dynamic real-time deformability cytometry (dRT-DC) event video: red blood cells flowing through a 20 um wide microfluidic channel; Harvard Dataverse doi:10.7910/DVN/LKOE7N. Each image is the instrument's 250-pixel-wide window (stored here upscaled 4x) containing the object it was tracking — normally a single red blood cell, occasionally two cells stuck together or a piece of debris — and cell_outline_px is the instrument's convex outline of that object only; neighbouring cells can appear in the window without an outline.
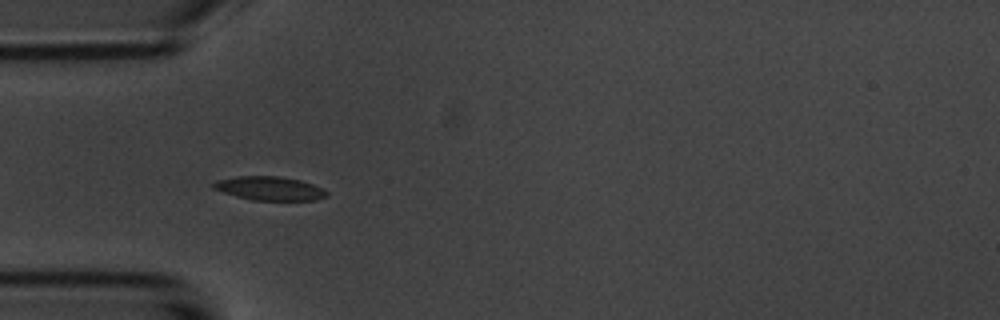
{"species": "common noctule bat (a hibernating species)", "species_latin": "Nyctalus noctula", "temperature_condition": "room temperature", "stored_images_in_passage": 6, "camera_frame_rate_fps": 3000, "um_per_image_px": 0.085, "animal": {"sex": "male", "body_mass_g": 20.1, "forearm_length_mm": 53.5}, "frame": {"image": 1, "passage_image": 4, "time_ms": 3.333, "image_size_px": [1000, 320], "cell_outline_px": [[328, 196], [316, 200], [252, 200], [236, 196], [212, 188], [212, 184], [216, 180], [236, 176], [280, 176], [300, 180], [312, 184], [328, 192]], "centroid_in_image_um": [22.9, 16.01], "position_along_channel_um": 62.1, "area_um2": 15.66}}
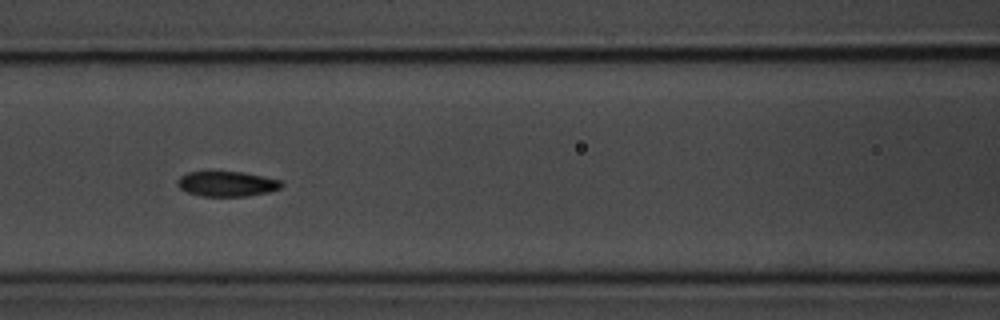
{"frame": {"image": 2, "passage_image": 6, "time_ms": 5.667, "image_size_px": [1000, 320], "cell_outline_px": [[284, 184], [280, 188], [268, 192], [248, 196], [200, 196], [188, 192], [180, 188], [176, 184], [176, 180], [180, 176], [188, 172], [244, 172], [264, 176], [280, 180]], "centroid_in_image_um": [19.28, 15.63], "position_along_channel_um": 147.3, "area_um2": 15.26}}